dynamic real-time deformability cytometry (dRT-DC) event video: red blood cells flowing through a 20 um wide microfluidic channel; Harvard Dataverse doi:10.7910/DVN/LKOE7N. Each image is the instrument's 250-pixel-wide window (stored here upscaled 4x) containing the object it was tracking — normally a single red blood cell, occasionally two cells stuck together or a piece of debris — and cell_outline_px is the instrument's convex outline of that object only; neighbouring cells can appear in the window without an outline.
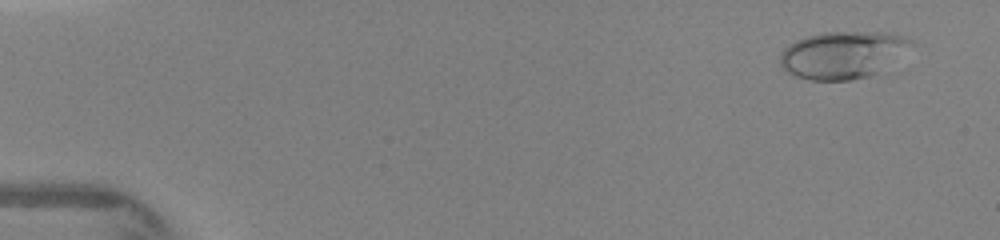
{"species": "human", "species_latin": "Homo sapiens", "temperature_condition": "warm", "stored_images_in_passage": 21, "camera_frame_rate_fps": 3000, "um_per_image_px": 0.085, "donor": {"sex": "female"}, "frame": {"image": 1, "passage_image": 4, "time_ms": 0.667, "image_size_px": [1000, 240], "cell_outline_px": [[912, 44], [876, 72], [868, 76], [852, 80], [808, 80], [796, 76], [788, 72], [780, 64], [780, 52], [788, 44], [796, 40], [808, 36], [824, 32], [896, 32], [912, 40]], "centroid_in_image_um": [71.56, 4.64], "position_along_channel_um": 13.4, "area_um2": 35.55}}
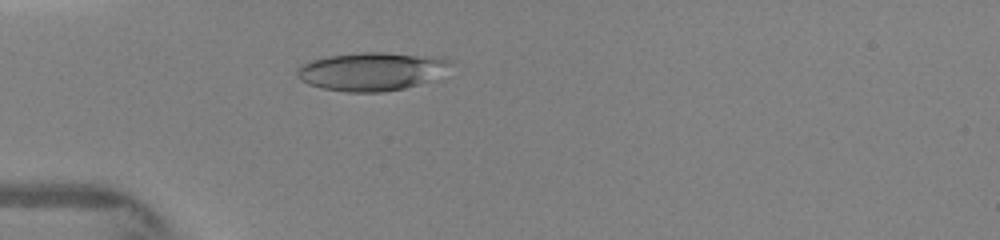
{"frame": {"image": 2, "passage_image": 19, "time_ms": 4.333, "image_size_px": [1000, 240], "cell_outline_px": [[452, 64], [428, 80], [404, 88], [384, 92], [348, 92], [320, 88], [308, 84], [300, 80], [296, 76], [296, 72], [300, 64], [312, 60], [328, 56], [360, 52], [384, 52], [444, 56], [452, 60]], "centroid_in_image_um": [31.54, 6.05], "position_along_channel_um": 53.5, "area_um2": 34.33}}